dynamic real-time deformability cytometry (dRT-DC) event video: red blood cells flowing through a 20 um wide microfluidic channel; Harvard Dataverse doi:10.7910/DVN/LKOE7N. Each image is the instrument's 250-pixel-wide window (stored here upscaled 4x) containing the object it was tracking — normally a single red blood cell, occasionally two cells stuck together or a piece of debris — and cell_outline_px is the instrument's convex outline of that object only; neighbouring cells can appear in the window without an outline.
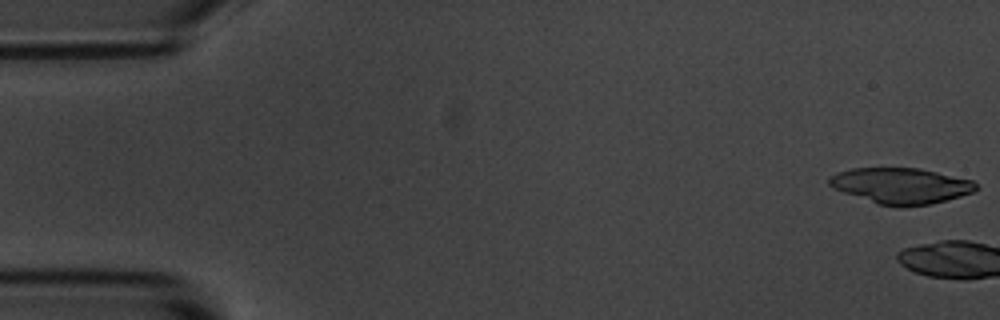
{"species": "common noctule bat (a hibernating species)", "species_latin": "Nyctalus noctula", "temperature_condition": "room temperature", "stored_images_in_passage": 5, "camera_frame_rate_fps": 3000, "um_per_image_px": 0.085, "animal": {"sex": "male", "body_mass_g": 20.1, "forearm_length_mm": 53.5}, "frame": {"image": 1, "passage_image": 1, "time_ms": 0.0, "image_size_px": [1000, 320], "cell_outline_px": [[980, 188], [976, 192], [932, 204], [900, 208], [896, 208], [876, 204], [832, 188], [828, 184], [828, 180], [836, 172], [852, 168], [920, 168], [972, 180]], "centroid_in_image_um": [76.59, 15.81], "position_along_channel_um": 8.4, "area_um2": 31.15}}